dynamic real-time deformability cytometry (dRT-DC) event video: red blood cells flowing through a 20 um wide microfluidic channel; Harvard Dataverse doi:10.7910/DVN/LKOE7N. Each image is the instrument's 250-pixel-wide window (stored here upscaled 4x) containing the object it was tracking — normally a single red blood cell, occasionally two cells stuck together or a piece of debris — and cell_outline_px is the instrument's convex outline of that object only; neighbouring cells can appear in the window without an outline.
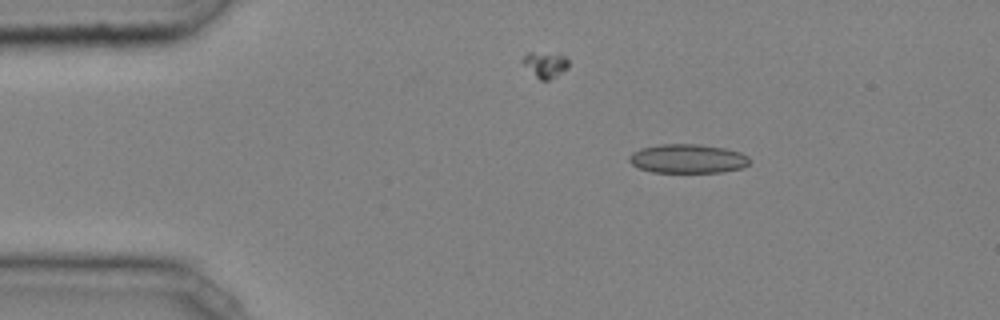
{"species": "common noctule bat (a hibernating species)", "species_latin": "Nyctalus noctula", "temperature_condition": "cold", "stored_images_in_passage": 38, "camera_frame_rate_fps": 3000, "um_per_image_px": 0.085, "animal": {"sex": "male", "body_mass_g": 20.4}, "frame": {"image": 1, "passage_image": 1, "time_ms": 0.0, "image_size_px": [1000, 320], "cell_outline_px": [[752, 160], [744, 168], [720, 172], [652, 172], [640, 168], [632, 164], [628, 160], [628, 156], [632, 152], [640, 148], [660, 144], [700, 144], [724, 148], [740, 152], [748, 156]], "centroid_in_image_um": [58.47, 13.48], "position_along_channel_um": 26.5, "area_um2": 20.52}, "authors_computed_cell_mechanics": {"area_um2": 19.5075, "velocity_mm_per_s": 4.0818, "shape_relaxation_time_tau1_ms": null, "shape_relaxation_time_tau2_ms": 2.5135, "deformation_change_tau1": null, "deformation_change_tau2": 0.0826}}